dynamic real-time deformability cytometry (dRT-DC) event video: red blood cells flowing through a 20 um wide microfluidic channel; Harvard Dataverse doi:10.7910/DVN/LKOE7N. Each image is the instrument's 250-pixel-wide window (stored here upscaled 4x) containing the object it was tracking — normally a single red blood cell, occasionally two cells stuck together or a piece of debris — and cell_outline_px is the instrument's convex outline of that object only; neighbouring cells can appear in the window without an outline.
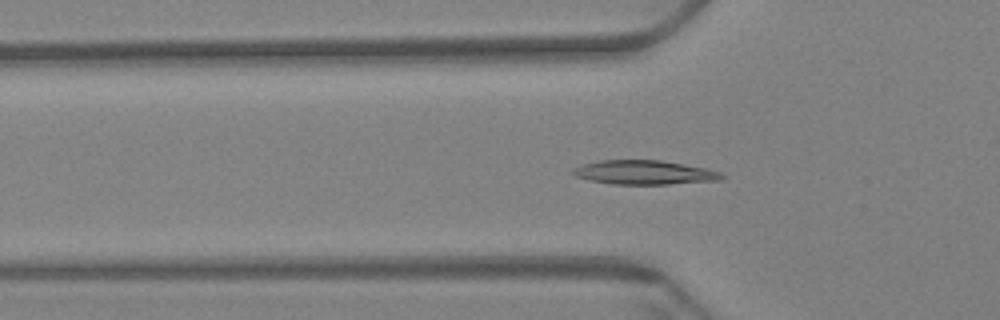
{"species": "Egyptian fruit bat (a non-hibernating species)", "species_latin": "Rousettus aegyptiacus", "temperature_condition": "warm", "stored_images_in_passage": 63, "camera_frame_rate_fps": 3000, "um_per_image_px": 0.085, "animal": {"sex": "female"}, "frame": {"image": 1, "passage_image": 21, "time_ms": 6.667, "image_size_px": [1000, 320], "cell_outline_px": [[724, 176], [720, 180], [668, 184], [612, 184], [588, 180], [576, 176], [568, 172], [572, 168], [584, 164], [600, 160], [660, 160], [708, 168], [720, 172]], "centroid_in_image_um": [54.73, 14.65], "position_along_channel_um": 71.1, "area_um2": 20.98}}
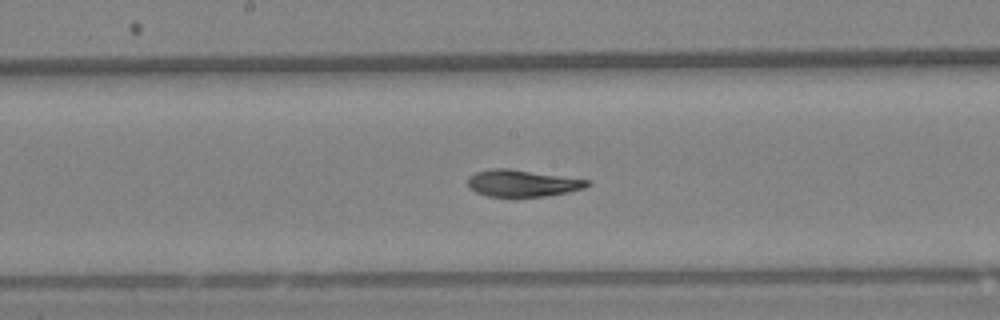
{"frame": {"image": 2, "passage_image": 33, "time_ms": 10.667, "image_size_px": [1000, 320], "cell_outline_px": [[592, 184], [584, 188], [544, 196], [488, 196], [476, 192], [468, 188], [468, 176], [476, 172], [492, 168], [508, 168], [588, 180]], "centroid_in_image_um": [44.34, 15.56], "position_along_channel_um": 203.9, "area_um2": 18.38}}
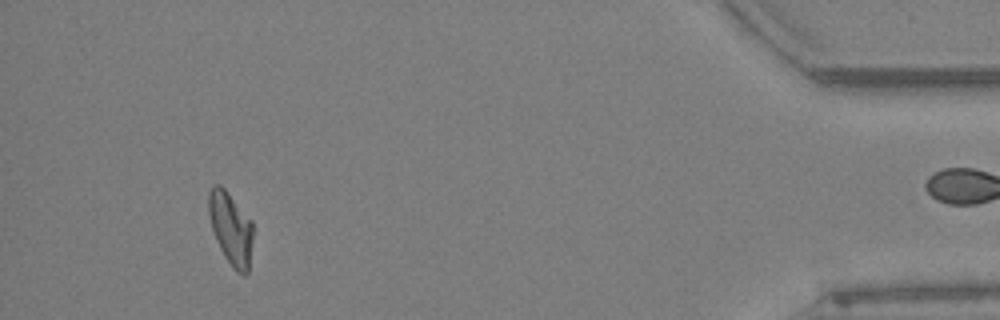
{"frame": {"image": 3, "passage_image": 58, "time_ms": 19.0, "image_size_px": [1000, 320], "cell_outline_px": [[252, 240], [248, 272], [244, 276], [236, 272], [232, 268], [224, 256], [216, 240], [208, 216], [208, 192], [212, 184], [220, 184], [224, 188], [252, 220]], "centroid_in_image_um": [19.6, 19.41], "position_along_channel_um": 415.6, "area_um2": 18.9}, "authors_computed_cell_mechanics": {"area_um2": 19.4786, "velocity_mm_per_s": 3.3292, "shape_relaxation_time_tau1_ms": 7.3533, "shape_relaxation_time_tau2_ms": 3.1969, "deformation_change_tau1": 0.2006, "deformation_change_tau2": 0.0846}}